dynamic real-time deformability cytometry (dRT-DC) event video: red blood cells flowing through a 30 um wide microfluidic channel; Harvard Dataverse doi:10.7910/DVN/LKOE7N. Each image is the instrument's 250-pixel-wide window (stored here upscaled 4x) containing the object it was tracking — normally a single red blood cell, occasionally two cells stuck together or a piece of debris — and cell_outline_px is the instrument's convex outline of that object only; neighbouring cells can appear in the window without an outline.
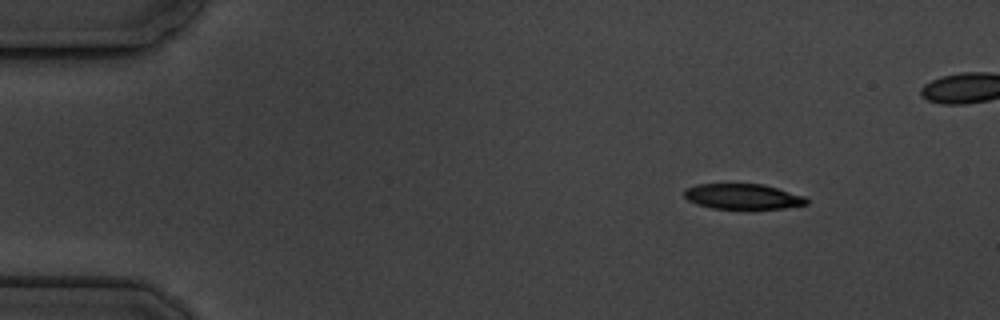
{"species": "common noctule bat (a hibernating species)", "species_latin": "Nyctalus noctula", "temperature_condition": "cold", "stored_images_in_passage": 14, "camera_frame_rate_fps": 3000, "um_per_image_px": 0.085, "animal": {"sex": "male", "body_mass_g": 19.5, "forearm_length_mm": 54.6}, "frame": {"image": 1, "passage_image": 1, "time_ms": 0.0, "image_size_px": [1000, 320], "cell_outline_px": [[808, 204], [784, 208], [712, 208], [696, 204], [688, 200], [684, 196], [684, 192], [688, 188], [696, 184], [764, 184], [804, 196], [808, 200]], "centroid_in_image_um": [63.14, 16.7], "position_along_channel_um": 21.9, "area_um2": 17.86}}
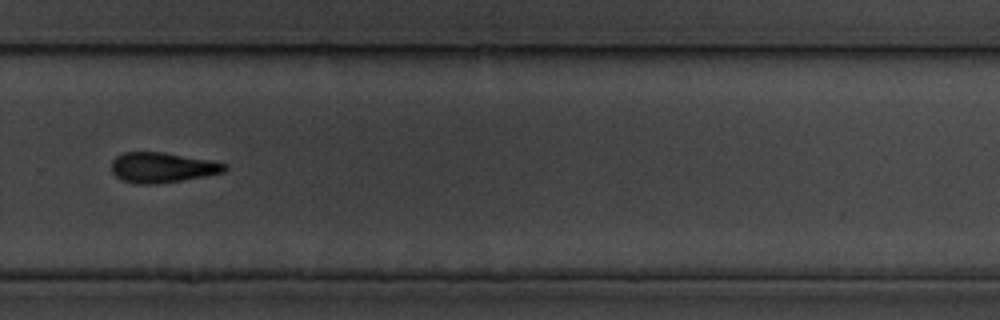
{"frame": {"image": 2, "passage_image": 10, "time_ms": 10.667, "image_size_px": [1000, 320], "cell_outline_px": [[228, 168], [224, 172], [204, 176], [156, 184], [136, 184], [124, 180], [116, 176], [112, 172], [112, 160], [116, 156], [124, 152], [164, 152], [208, 160], [228, 164]], "centroid_in_image_um": [13.78, 14.23], "position_along_channel_um": 316.0, "area_um2": 19.77}, "authors_computed_cell_mechanics": {"area_um2": 20.0277, "velocity_mm_per_s": 3.5411, "shape_relaxation_time_tau1_ms": 2.8467, "shape_relaxation_time_tau2_ms": null, "deformation_change_tau1": 0.1215, "deformation_change_tau2": null}}